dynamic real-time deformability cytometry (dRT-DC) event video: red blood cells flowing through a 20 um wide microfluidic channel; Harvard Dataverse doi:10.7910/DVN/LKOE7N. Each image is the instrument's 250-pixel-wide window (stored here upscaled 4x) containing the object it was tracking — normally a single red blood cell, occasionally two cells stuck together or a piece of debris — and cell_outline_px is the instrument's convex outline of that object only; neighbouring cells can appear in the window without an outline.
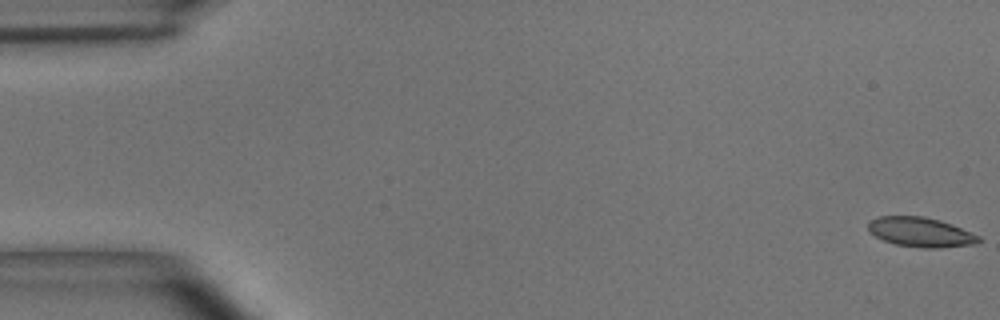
{"species": "common noctule bat (a hibernating species)", "species_latin": "Nyctalus noctula", "temperature_condition": "room temperature", "stored_images_in_passage": 14, "camera_frame_rate_fps": 3000, "um_per_image_px": 0.085, "animal": {"sex": "male", "body_mass_g": 15.6}, "frame": {"image": 1, "passage_image": 1, "time_ms": 0.0, "image_size_px": [1000, 320], "cell_outline_px": [[980, 240], [976, 244], [940, 248], [924, 248], [896, 244], [884, 240], [868, 232], [868, 220], [876, 216], [924, 216], [940, 220], [952, 224], [980, 236]], "centroid_in_image_um": [78.23, 19.72], "position_along_channel_um": 6.8, "area_um2": 19.19}}
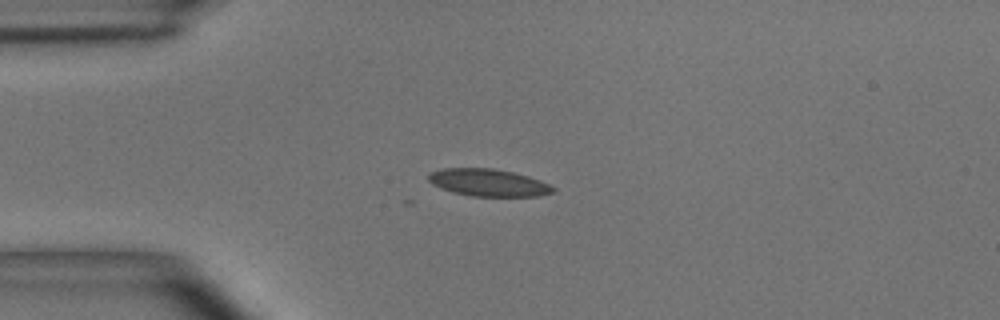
{"frame": {"image": 2, "passage_image": 14, "time_ms": 4.333, "image_size_px": [1000, 320], "cell_outline_px": [[556, 192], [540, 196], [472, 196], [452, 192], [440, 188], [432, 184], [428, 180], [428, 176], [432, 172], [440, 168], [492, 168], [512, 172], [528, 176], [540, 180], [556, 188]], "centroid_in_image_um": [41.52, 15.53], "position_along_channel_um": 43.5, "area_um2": 19.88}}